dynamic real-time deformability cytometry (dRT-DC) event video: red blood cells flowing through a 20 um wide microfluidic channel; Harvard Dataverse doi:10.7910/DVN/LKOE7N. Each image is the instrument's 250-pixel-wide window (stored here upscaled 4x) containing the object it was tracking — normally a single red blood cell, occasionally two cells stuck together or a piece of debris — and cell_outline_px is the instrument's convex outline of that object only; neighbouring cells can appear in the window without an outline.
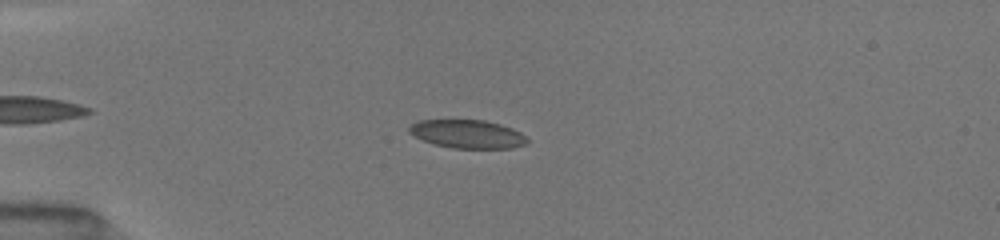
{"species": "common noctule bat (a hibernating species)", "species_latin": "Nyctalus noctula", "temperature_condition": "room temperature", "stored_images_in_passage": 33, "camera_frame_rate_fps": 3000, "um_per_image_px": 0.085, "animal": {"sex": "female", "body_mass_g": 19.5, "forearm_length_mm": 54.1}, "frame": {"image": 1, "passage_image": 7, "time_ms": 3.0, "image_size_px": [1000, 240], "cell_outline_px": [[528, 140], [524, 144], [512, 148], [452, 148], [432, 144], [408, 132], [408, 128], [412, 124], [420, 120], [484, 120], [500, 124], [512, 128], [520, 132]], "centroid_in_image_um": [39.72, 11.39], "position_along_channel_um": 45.3, "area_um2": 19.36}}
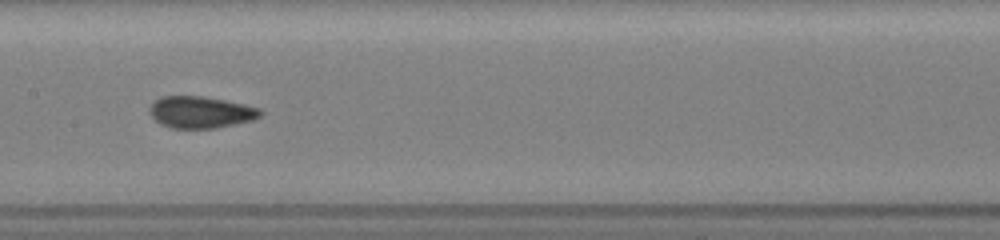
{"frame": {"image": 2, "passage_image": 18, "time_ms": 7.333, "image_size_px": [1000, 240], "cell_outline_px": [[264, 112], [260, 116], [252, 120], [216, 128], [172, 128], [160, 124], [148, 112], [148, 108], [160, 96], [204, 96], [244, 104], [260, 108]], "centroid_in_image_um": [17.05, 9.53], "position_along_channel_um": 190.3, "area_um2": 20.52}}
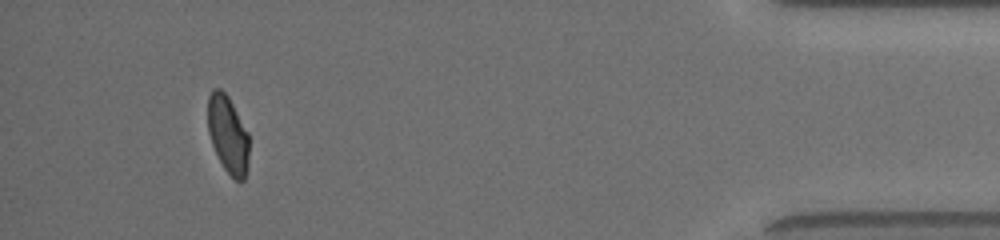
{"frame": {"image": 3, "passage_image": 33, "time_ms": 14.333, "image_size_px": [1000, 240], "cell_outline_px": [[248, 164], [244, 180], [236, 180], [224, 168], [212, 144], [208, 132], [208, 96], [212, 88], [220, 88], [228, 96], [248, 132]], "centroid_in_image_um": [19.37, 11.4], "position_along_channel_um": 415.8, "area_um2": 18.44}, "authors_computed_cell_mechanics": {"area_um2": 20.2878, "velocity_mm_per_s": 4.0372, "shape_relaxation_time_tau1_ms": 6.9362, "shape_relaxation_time_tau2_ms": 0.9582, "deformation_change_tau1": 0.1635, "deformation_change_tau2": 0.062}}